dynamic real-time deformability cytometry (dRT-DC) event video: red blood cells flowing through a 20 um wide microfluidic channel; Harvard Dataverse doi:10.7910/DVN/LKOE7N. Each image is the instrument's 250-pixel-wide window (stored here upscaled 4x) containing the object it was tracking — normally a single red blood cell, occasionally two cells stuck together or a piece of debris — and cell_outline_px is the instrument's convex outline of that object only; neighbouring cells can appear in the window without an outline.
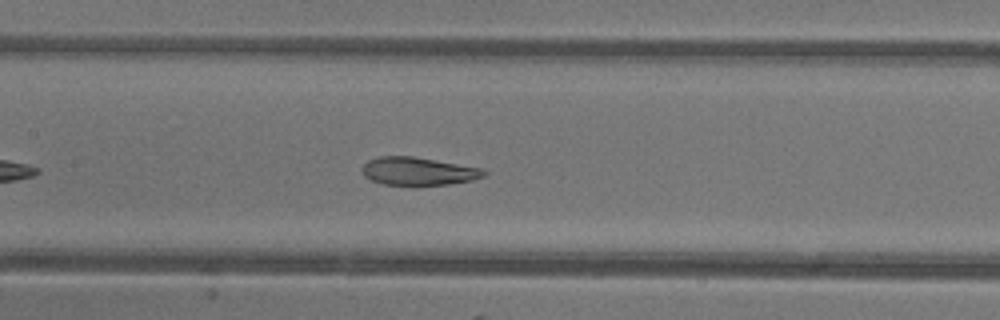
{"species": "common noctule bat (a hibernating species)", "species_latin": "Nyctalus noctula", "temperature_condition": "warm", "stored_images_in_passage": 35, "camera_frame_rate_fps": 3000, "um_per_image_px": 0.085, "animal": {"sex": "female"}, "frame": {"image": 1, "passage_image": 11, "time_ms": 3.333, "image_size_px": [1000, 320], "cell_outline_px": [[488, 172], [484, 176], [472, 180], [448, 184], [384, 184], [372, 180], [364, 176], [360, 168], [368, 160], [380, 156], [412, 156], [484, 168]], "centroid_in_image_um": [35.56, 14.53], "position_along_channel_um": 171.8, "area_um2": 19.71}}
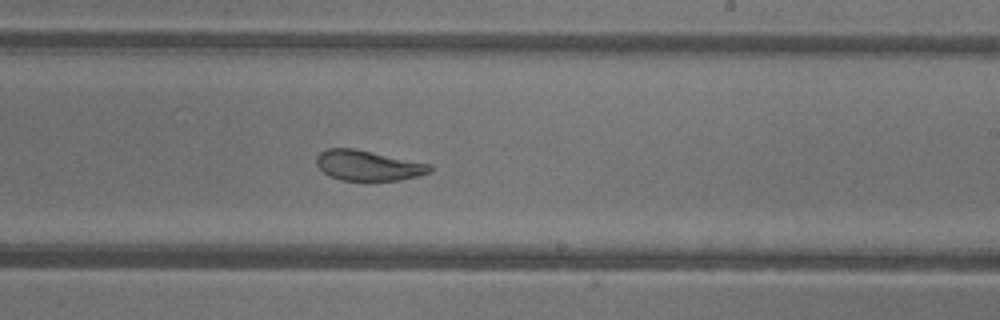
{"frame": {"image": 2, "passage_image": 17, "time_ms": 5.333, "image_size_px": [1000, 320], "cell_outline_px": [[432, 172], [420, 176], [400, 180], [368, 184], [340, 180], [328, 176], [316, 164], [316, 156], [320, 152], [328, 148], [352, 148], [432, 164]], "centroid_in_image_um": [31.31, 14.13], "position_along_channel_um": 257.7, "area_um2": 20.92}}
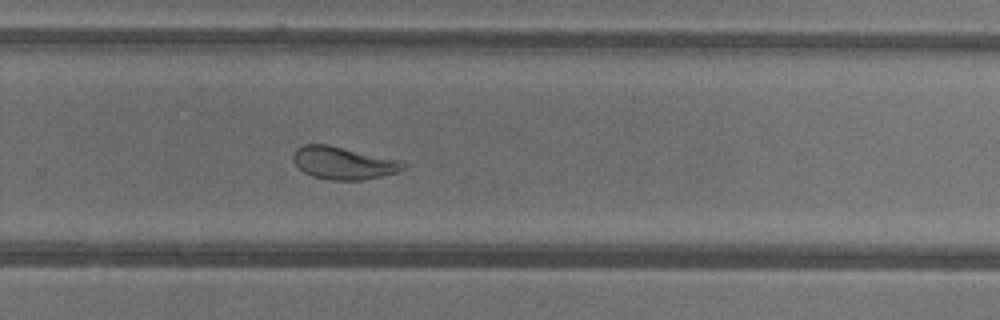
{"frame": {"image": 3, "passage_image": 20, "time_ms": 6.333, "image_size_px": [1000, 320], "cell_outline_px": [[408, 164], [404, 168], [396, 172], [364, 180], [328, 180], [312, 176], [304, 172], [292, 160], [292, 156], [296, 148], [304, 144], [328, 144], [400, 160]], "centroid_in_image_um": [29.17, 13.85], "position_along_channel_um": 300.6, "area_um2": 20.92}, "authors_computed_cell_mechanics": {"area_um2": 21.964, "velocity_mm_per_s": 4.3077, "shape_relaxation_time_tau1_ms": 9.9295, "shape_relaxation_time_tau2_ms": 1.7293, "deformation_change_tau1": 0.2836, "deformation_change_tau2": 0.0744}}